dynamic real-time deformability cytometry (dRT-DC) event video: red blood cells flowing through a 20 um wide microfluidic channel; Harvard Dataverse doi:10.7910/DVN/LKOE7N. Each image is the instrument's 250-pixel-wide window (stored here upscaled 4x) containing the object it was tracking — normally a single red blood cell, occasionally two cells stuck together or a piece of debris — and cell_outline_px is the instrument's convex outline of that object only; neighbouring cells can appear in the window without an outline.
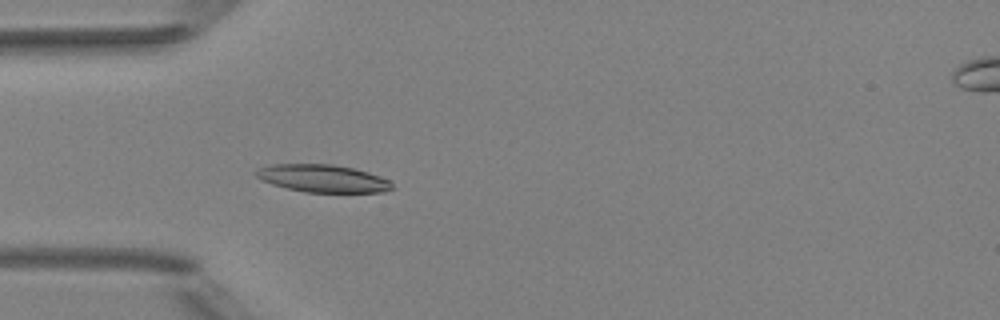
{"species": "Egyptian fruit bat (a non-hibernating species)", "species_latin": "Rousettus aegyptiacus", "temperature_condition": "room temperature", "stored_images_in_passage": 4, "camera_frame_rate_fps": 3000, "um_per_image_px": 0.085, "animal": {"sex": "female"}, "frame": {"image": 1, "passage_image": 3, "time_ms": 2.333, "image_size_px": [1000, 320], "cell_outline_px": [[392, 188], [384, 192], [304, 192], [272, 184], [256, 176], [256, 172], [260, 168], [272, 164], [332, 164], [352, 168], [368, 172], [392, 180]], "centroid_in_image_um": [27.48, 15.16], "position_along_channel_um": 57.5, "area_um2": 21.68}}